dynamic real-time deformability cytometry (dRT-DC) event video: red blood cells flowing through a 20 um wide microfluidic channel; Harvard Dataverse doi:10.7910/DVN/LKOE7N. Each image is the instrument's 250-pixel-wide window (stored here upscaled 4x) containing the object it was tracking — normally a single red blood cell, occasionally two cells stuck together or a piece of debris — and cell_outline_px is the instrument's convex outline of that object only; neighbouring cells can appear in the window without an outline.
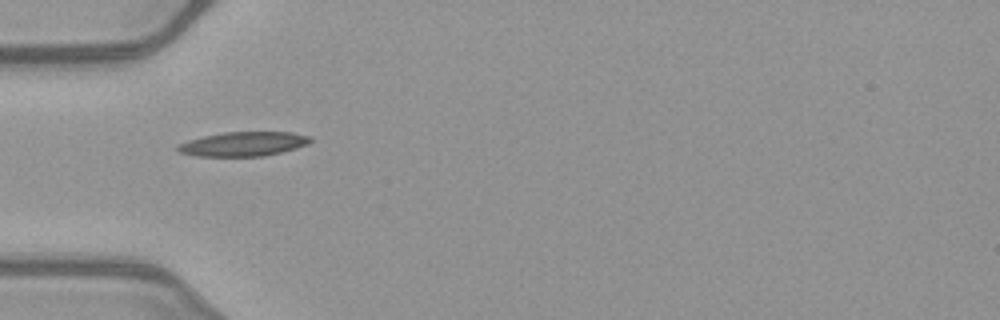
{"species": "common noctule bat (a hibernating species)", "species_latin": "Nyctalus noctula", "temperature_condition": "warm", "stored_images_in_passage": 29, "camera_frame_rate_fps": 3000, "um_per_image_px": 0.085, "animal": {"sex": "female", "body_mass_g": 21.9}, "frame": {"image": 1, "passage_image": 1, "time_ms": 0.0, "image_size_px": [1000, 320], "cell_outline_px": [[312, 140], [308, 144], [296, 148], [264, 156], [196, 156], [180, 152], [176, 148], [176, 144], [188, 140], [204, 136], [224, 132], [292, 132], [312, 136]], "centroid_in_image_um": [20.69, 12.23], "position_along_channel_um": 64.3, "area_um2": 18.84}}
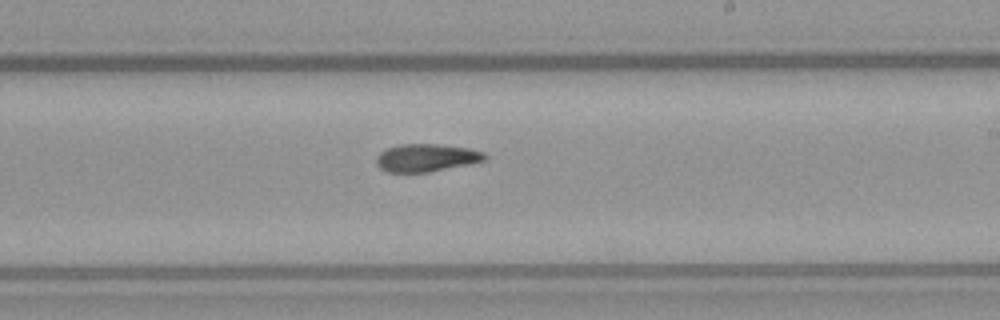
{"frame": {"image": 2, "passage_image": 15, "time_ms": 4.667, "image_size_px": [1000, 320], "cell_outline_px": [[488, 156], [484, 160], [468, 164], [428, 172], [388, 172], [380, 168], [376, 164], [376, 156], [380, 152], [388, 148], [400, 144], [436, 144], [468, 148], [484, 152]], "centroid_in_image_um": [36.21, 13.41], "position_along_channel_um": 252.8, "area_um2": 17.4}}
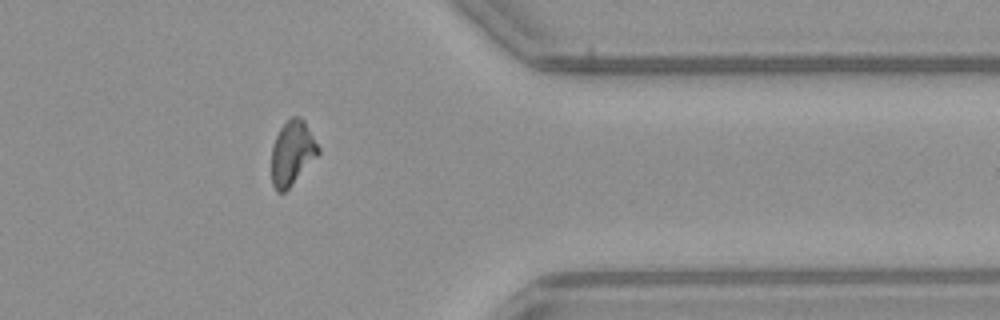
{"frame": {"image": 3, "passage_image": 26, "time_ms": 8.333, "image_size_px": [1000, 320], "cell_outline_px": [[320, 152], [292, 184], [284, 192], [276, 192], [272, 184], [272, 148], [276, 136], [280, 128], [292, 116], [300, 116], [304, 120], [320, 148]], "centroid_in_image_um": [24.83, 12.99], "position_along_channel_um": 386.6, "area_um2": 17.28}, "authors_computed_cell_mechanics": {"area_um2": 17.8602, "velocity_mm_per_s": 4.0426, "shape_relaxation_time_tau1_ms": 10.8125, "shape_relaxation_time_tau2_ms": 7.9103, "deformation_change_tau1": 0.2714, "deformation_change_tau2": 0.1221}}